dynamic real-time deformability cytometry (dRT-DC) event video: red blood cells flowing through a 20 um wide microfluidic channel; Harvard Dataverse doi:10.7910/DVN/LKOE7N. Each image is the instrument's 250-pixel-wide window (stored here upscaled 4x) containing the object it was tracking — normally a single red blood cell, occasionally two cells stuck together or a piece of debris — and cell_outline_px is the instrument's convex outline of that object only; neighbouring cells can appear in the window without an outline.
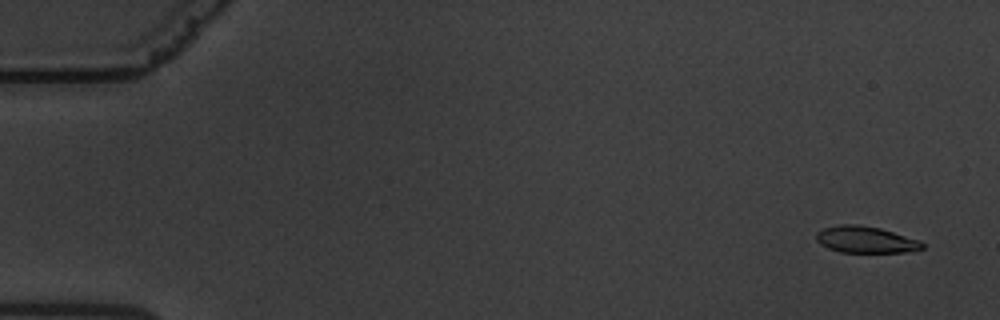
{"species": "common noctule bat (a hibernating species)", "species_latin": "Nyctalus noctula", "temperature_condition": "warm", "stored_images_in_passage": 20, "camera_frame_rate_fps": 3000, "um_per_image_px": 0.085, "animal": {"sex": "male", "body_mass_g": 19.5, "forearm_length_mm": 54.6}, "frame": {"image": 1, "passage_image": 4, "time_ms": 1.0, "image_size_px": [1000, 320], "cell_outline_px": [[924, 248], [904, 252], [840, 252], [828, 248], [820, 244], [816, 240], [816, 232], [824, 228], [840, 224], [856, 224], [880, 228], [920, 240], [924, 244]], "centroid_in_image_um": [73.56, 20.36], "position_along_channel_um": 11.4, "area_um2": 16.42}}
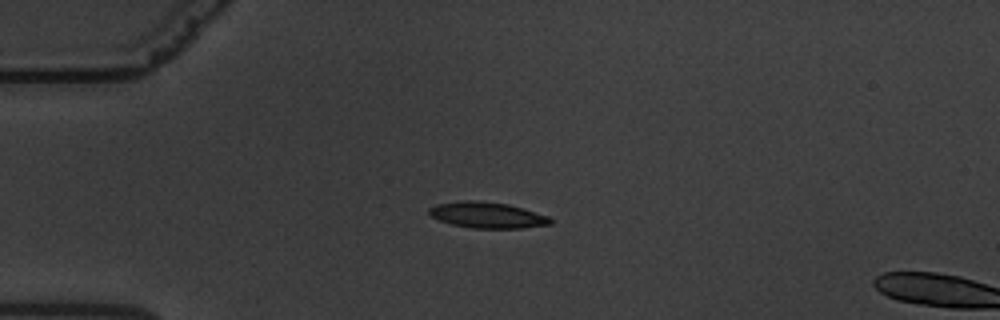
{"frame": {"image": 2, "passage_image": 17, "time_ms": 5.333, "image_size_px": [1000, 320], "cell_outline_px": [[552, 224], [520, 228], [472, 228], [452, 224], [440, 220], [432, 216], [428, 212], [428, 208], [436, 204], [464, 200], [476, 200], [508, 204], [548, 216], [552, 220]], "centroid_in_image_um": [41.4, 18.28], "position_along_channel_um": 43.6, "area_um2": 18.21}}